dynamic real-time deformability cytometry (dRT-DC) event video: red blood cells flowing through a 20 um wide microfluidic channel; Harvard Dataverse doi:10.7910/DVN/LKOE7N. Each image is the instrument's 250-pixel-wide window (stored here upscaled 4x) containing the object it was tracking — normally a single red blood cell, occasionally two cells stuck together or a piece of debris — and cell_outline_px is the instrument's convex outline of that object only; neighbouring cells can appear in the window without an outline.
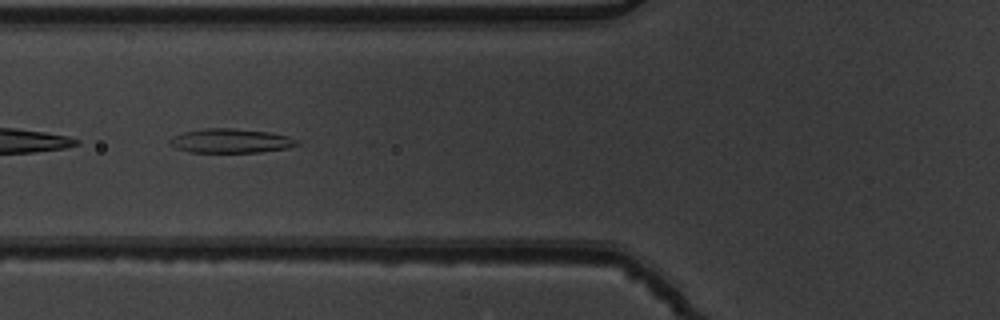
{"species": "common noctule bat (a hibernating species)", "species_latin": "Nyctalus noctula", "temperature_condition": "warm", "stored_images_in_passage": 53, "camera_frame_rate_fps": 3000, "um_per_image_px": 0.085, "animal": {"sex": "male", "body_mass_g": 19.5, "forearm_length_mm": 54.6}, "frame": {"image": 1, "passage_image": 21, "time_ms": 6.667, "image_size_px": [1000, 320], "cell_outline_px": [[300, 144], [288, 148], [260, 152], [188, 152], [176, 148], [168, 144], [168, 140], [184, 132], [204, 128], [232, 128], [268, 132], [288, 136], [300, 140]], "centroid_in_image_um": [19.63, 11.97], "position_along_channel_um": 106.2, "area_um2": 17.98}}
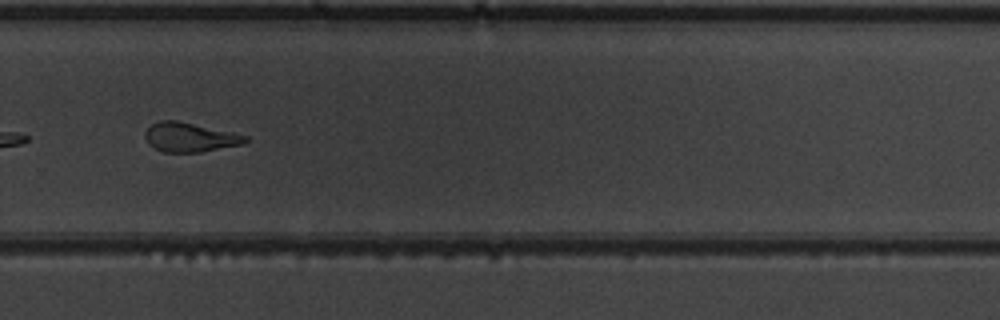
{"frame": {"image": 2, "passage_image": 37, "time_ms": 12.0, "image_size_px": [1000, 320], "cell_outline_px": [[248, 140], [240, 144], [200, 152], [164, 152], [148, 144], [144, 136], [144, 132], [152, 124], [160, 120], [176, 120], [232, 132], [248, 136]], "centroid_in_image_um": [16.09, 11.66], "position_along_channel_um": 313.7, "area_um2": 16.88}}
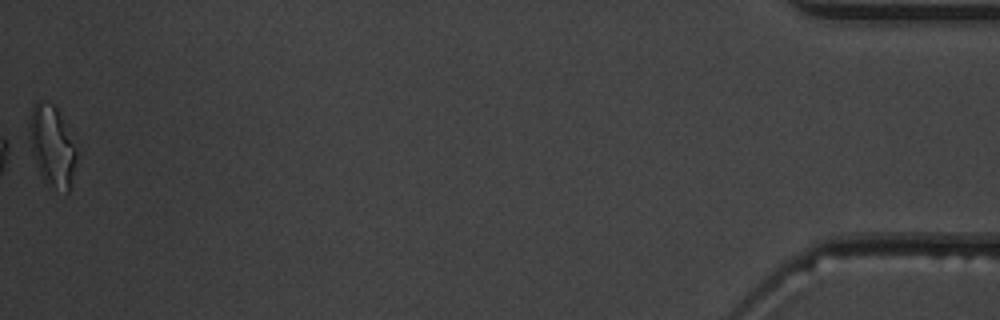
{"frame": {"image": 3, "passage_image": 53, "time_ms": 17.333, "image_size_px": [1000, 320], "cell_outline_px": [[76, 164], [68, 192], [44, 184], [32, 152], [28, 136], [28, 124], [32, 108], [36, 100], [44, 100], [52, 104], [56, 108], [76, 148]], "centroid_in_image_um": [4.39, 12.4], "position_along_channel_um": 430.8, "area_um2": 22.02}, "authors_computed_cell_mechanics": {"area_um2": 18.496, "velocity_mm_per_s": 3.8934, "shape_relaxation_time_tau1_ms": null, "shape_relaxation_time_tau2_ms": 2.5311, "deformation_change_tau1": null, "deformation_change_tau2": 0.1084}}